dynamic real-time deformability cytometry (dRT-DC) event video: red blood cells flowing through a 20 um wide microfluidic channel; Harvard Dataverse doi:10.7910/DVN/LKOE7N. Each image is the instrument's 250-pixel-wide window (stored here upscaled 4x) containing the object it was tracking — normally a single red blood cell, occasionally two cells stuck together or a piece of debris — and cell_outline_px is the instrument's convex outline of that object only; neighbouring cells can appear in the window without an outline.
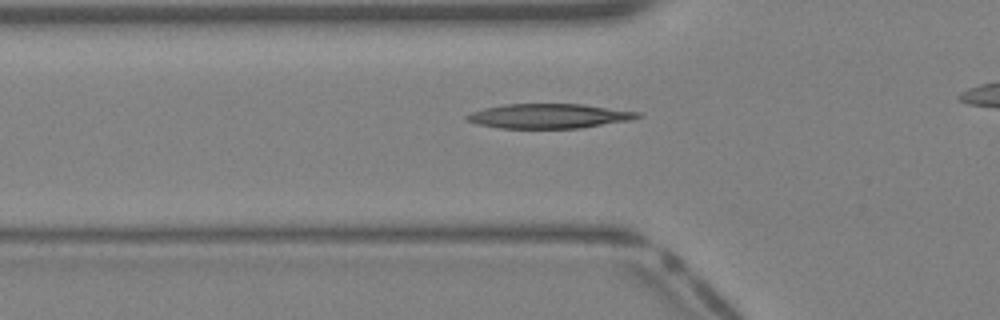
{"species": "Egyptian fruit bat (a non-hibernating species)", "species_latin": "Rousettus aegyptiacus", "temperature_condition": "warm", "stored_images_in_passage": 29, "camera_frame_rate_fps": 3000, "um_per_image_px": 0.085, "animal": {"sex": "female"}, "frame": {"image": 1, "passage_image": 8, "time_ms": 2.333, "image_size_px": [1000, 320], "cell_outline_px": [[640, 116], [632, 120], [580, 128], [500, 128], [480, 124], [468, 120], [464, 116], [472, 112], [484, 108], [504, 104], [584, 104], [640, 112]], "centroid_in_image_um": [46.69, 9.86], "position_along_channel_um": 79.1, "area_um2": 24.33}}
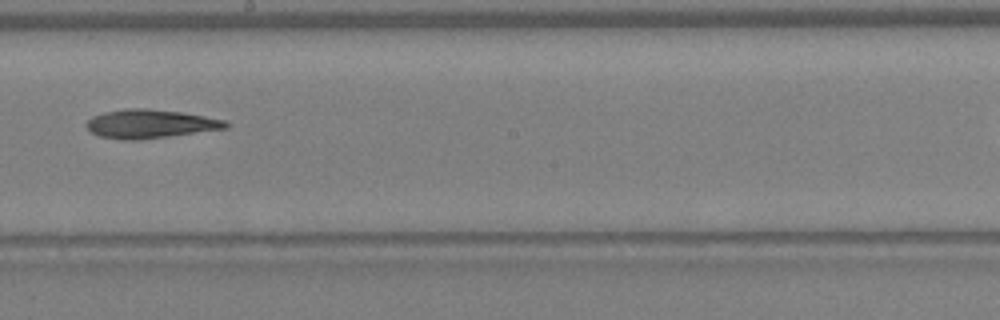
{"frame": {"image": 2, "passage_image": 17, "time_ms": 5.333, "image_size_px": [1000, 320], "cell_outline_px": [[228, 128], [168, 136], [136, 140], [124, 140], [100, 136], [92, 132], [84, 124], [92, 116], [104, 112], [124, 108], [144, 108], [180, 112], [204, 116], [224, 120], [228, 124]], "centroid_in_image_um": [12.72, 10.52], "position_along_channel_um": 235.5, "area_um2": 23.06}}
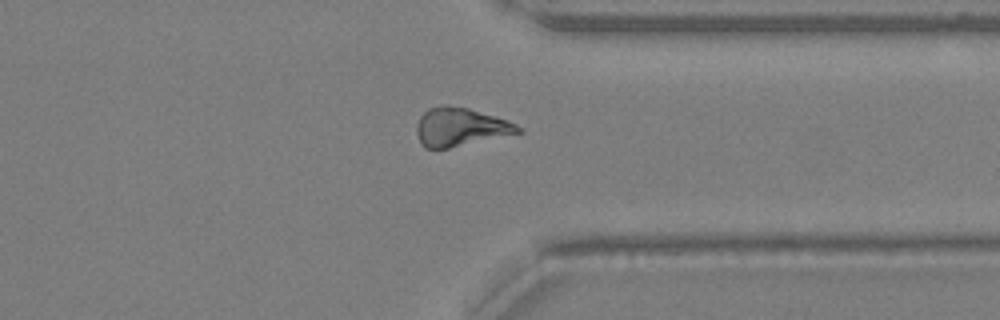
{"frame": {"image": 3, "passage_image": 25, "time_ms": 8.0, "image_size_px": [1000, 320], "cell_outline_px": [[524, 132], [448, 148], [424, 148], [420, 144], [416, 132], [416, 124], [420, 116], [428, 108], [444, 104], [448, 104], [468, 108], [508, 120], [524, 128]], "centroid_in_image_um": [39.13, 10.79], "position_along_channel_um": 372.3, "area_um2": 22.95}}